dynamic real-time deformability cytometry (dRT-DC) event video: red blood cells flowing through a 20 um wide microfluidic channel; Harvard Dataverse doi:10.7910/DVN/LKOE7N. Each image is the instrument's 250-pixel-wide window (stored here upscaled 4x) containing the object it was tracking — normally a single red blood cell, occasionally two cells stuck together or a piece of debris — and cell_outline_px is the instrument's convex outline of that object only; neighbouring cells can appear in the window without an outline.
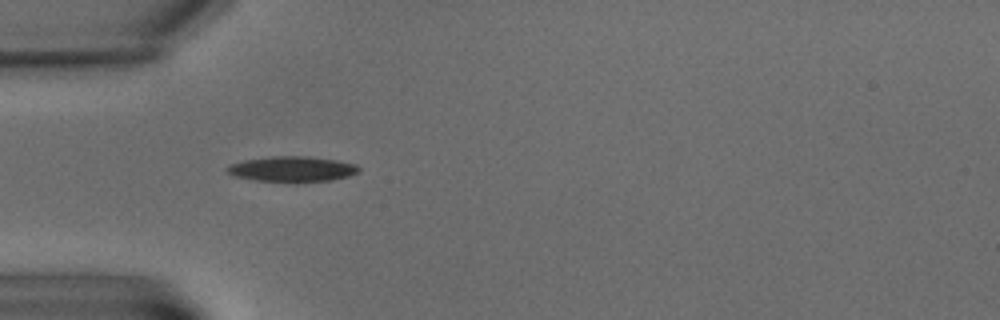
{"species": "common noctule bat (a hibernating species)", "species_latin": "Nyctalus noctula", "temperature_condition": "warm", "stored_images_in_passage": 2, "camera_frame_rate_fps": 3000, "um_per_image_px": 0.085, "animal": {"sex": "male", "body_mass_g": 15.6}, "frame": {"image": 1, "passage_image": 1, "time_ms": 0.0, "image_size_px": [1000, 320], "cell_outline_px": [[360, 172], [348, 176], [332, 180], [296, 184], [256, 180], [236, 176], [228, 172], [224, 168], [228, 164], [244, 160], [272, 156], [308, 156], [336, 160], [356, 164], [360, 168]], "centroid_in_image_um": [24.85, 14.39], "position_along_channel_um": 60.2, "area_um2": 20.06}}